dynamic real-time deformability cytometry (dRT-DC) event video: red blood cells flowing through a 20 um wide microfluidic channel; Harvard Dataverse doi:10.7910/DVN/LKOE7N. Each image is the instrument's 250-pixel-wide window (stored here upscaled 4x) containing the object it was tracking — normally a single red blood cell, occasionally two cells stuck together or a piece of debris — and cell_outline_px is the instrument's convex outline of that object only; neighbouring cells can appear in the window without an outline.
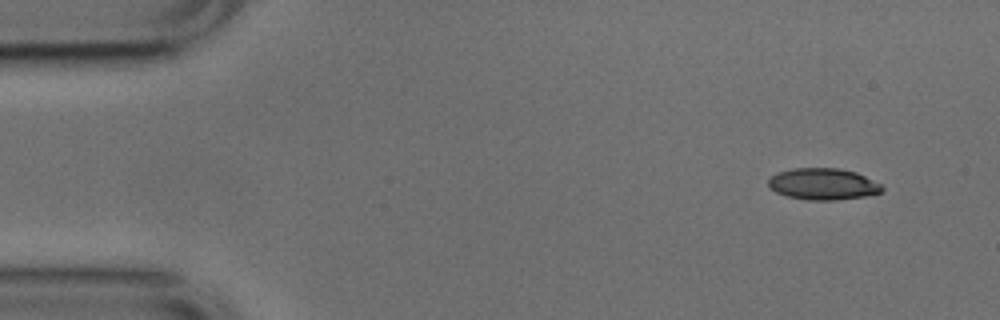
{"species": "common noctule bat (a hibernating species)", "species_latin": "Nyctalus noctula", "temperature_condition": "cold", "stored_images_in_passage": 49, "camera_frame_rate_fps": 3000, "um_per_image_px": 0.085, "animal": {"sex": "male", "body_mass_g": 17.9, "forearm_length_mm": 54.2}, "frame": {"image": 1, "passage_image": 1, "time_ms": 0.0, "image_size_px": [1000, 320], "cell_outline_px": [[884, 188], [880, 192], [864, 196], [836, 200], [808, 200], [788, 196], [776, 192], [768, 184], [768, 180], [776, 172], [792, 168], [840, 168], [856, 172], [880, 184]], "centroid_in_image_um": [69.94, 15.63], "position_along_channel_um": 15.1, "area_um2": 20.75}}
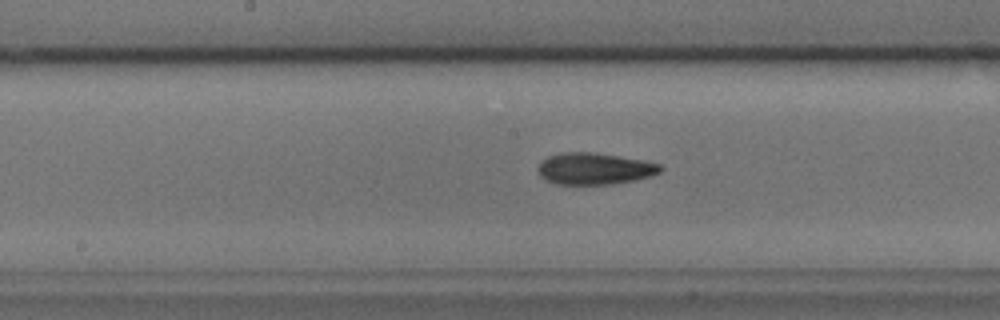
{"frame": {"image": 2, "passage_image": 23, "time_ms": 7.333, "image_size_px": [1000, 320], "cell_outline_px": [[664, 168], [660, 172], [648, 176], [632, 180], [612, 184], [556, 184], [540, 176], [536, 168], [548, 156], [560, 152], [592, 152], [644, 160], [660, 164]], "centroid_in_image_um": [50.52, 14.33], "position_along_channel_um": 197.7, "area_um2": 22.43}}
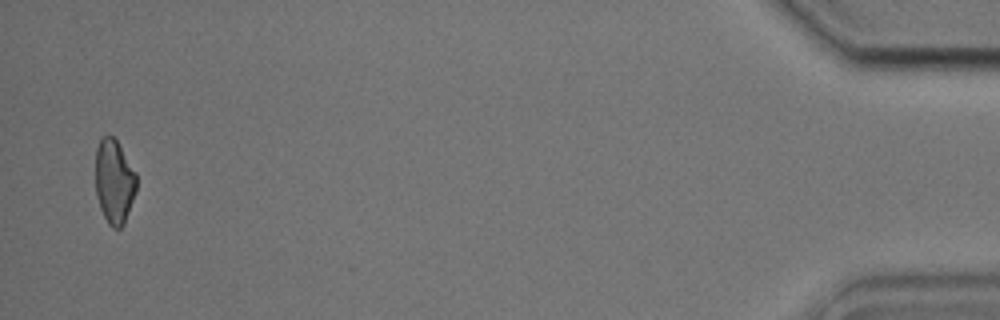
{"frame": {"image": 3, "passage_image": 48, "time_ms": 15.667, "image_size_px": [1000, 320], "cell_outline_px": [[136, 192], [124, 224], [120, 228], [112, 228], [108, 224], [100, 208], [96, 196], [96, 148], [100, 140], [104, 136], [112, 136], [116, 140], [136, 172]], "centroid_in_image_um": [9.71, 15.46], "position_along_channel_um": 425.5, "area_um2": 20.06}, "authors_computed_cell_mechanics": {"area_um2": 21.7328, "velocity_mm_per_s": 3.7816, "shape_relaxation_time_tau1_ms": 3.9668, "shape_relaxation_time_tau2_ms": 3.9045, "deformation_change_tau1": 0.1269, "deformation_change_tau2": 0.1074}}